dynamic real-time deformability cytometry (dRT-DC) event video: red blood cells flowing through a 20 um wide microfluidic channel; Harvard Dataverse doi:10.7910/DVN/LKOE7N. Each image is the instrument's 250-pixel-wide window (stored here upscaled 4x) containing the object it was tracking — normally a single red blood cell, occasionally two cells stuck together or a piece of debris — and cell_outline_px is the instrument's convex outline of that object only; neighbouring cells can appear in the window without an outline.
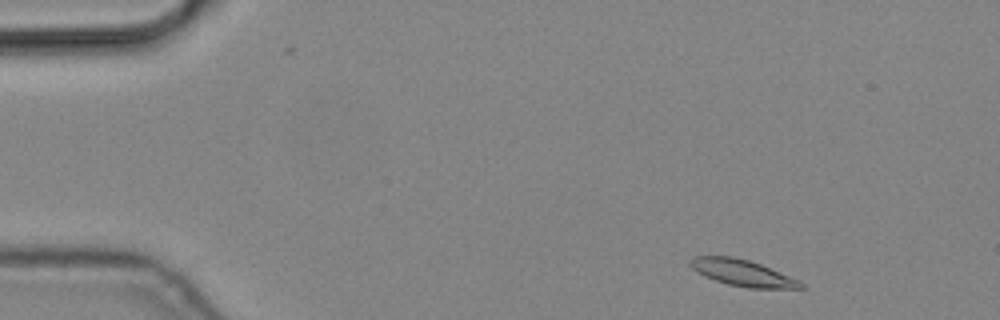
{"species": "common noctule bat (a hibernating species)", "species_latin": "Nyctalus noctula", "temperature_condition": "cold", "stored_images_in_passage": 5, "camera_frame_rate_fps": 3000, "um_per_image_px": 0.085, "animal": {"sex": "male", "body_mass_g": 19.2, "forearm_length_mm": 51.8}, "frame": {"image": 1, "passage_image": 1, "time_ms": 0.0, "image_size_px": [1000, 320], "cell_outline_px": [[808, 288], [748, 288], [728, 284], [704, 276], [696, 272], [688, 264], [688, 260], [692, 256], [732, 256], [748, 260], [760, 264], [788, 276], [804, 284]], "centroid_in_image_um": [63.04, 23.18], "position_along_channel_um": 22.0, "area_um2": 16.82}}
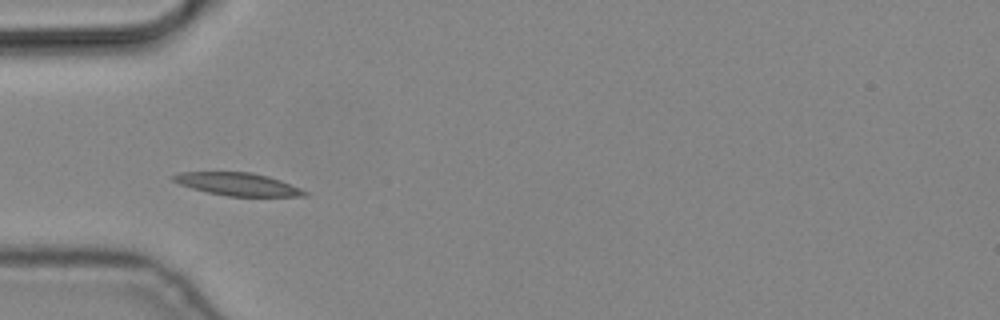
{"frame": {"image": 2, "passage_image": 4, "time_ms": 1.0, "image_size_px": [1000, 320], "cell_outline_px": [[308, 196], [228, 196], [208, 192], [192, 188], [180, 184], [172, 180], [172, 176], [180, 172], [252, 172], [268, 176], [280, 180], [300, 188], [308, 192]], "centroid_in_image_um": [20.22, 15.65], "position_along_channel_um": 64.8, "area_um2": 17.28}}
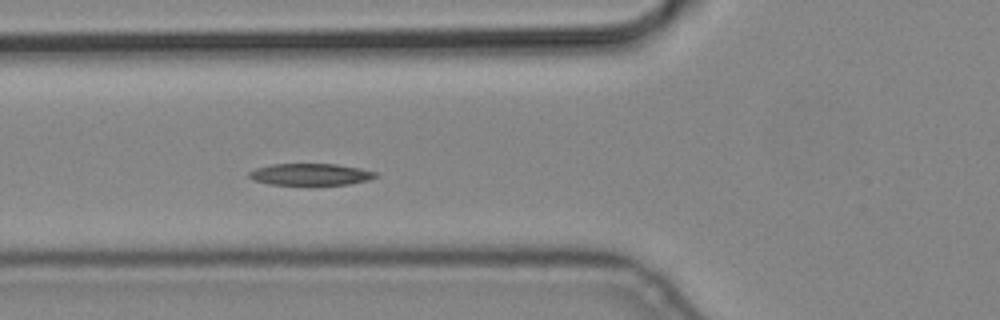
{"frame": {"image": 3, "passage_image": 5, "time_ms": 1.333, "image_size_px": [1000, 320], "cell_outline_px": [[376, 176], [368, 180], [348, 184], [312, 188], [268, 184], [252, 180], [248, 176], [248, 172], [256, 168], [272, 164], [336, 164], [360, 168], [376, 172]], "centroid_in_image_um": [26.34, 14.88], "position_along_channel_um": 99.5, "area_um2": 16.99}}